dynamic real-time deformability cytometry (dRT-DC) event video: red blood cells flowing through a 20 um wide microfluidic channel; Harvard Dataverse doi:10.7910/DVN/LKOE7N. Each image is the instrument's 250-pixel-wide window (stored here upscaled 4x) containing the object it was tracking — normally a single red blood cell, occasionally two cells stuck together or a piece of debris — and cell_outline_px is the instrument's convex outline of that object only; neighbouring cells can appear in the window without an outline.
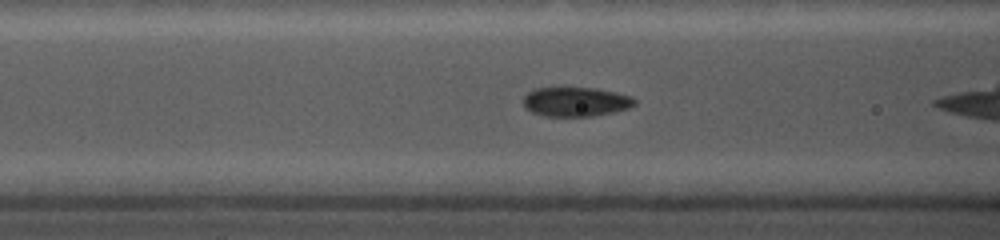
{"species": "common noctule bat (a hibernating species)", "species_latin": "Nyctalus noctula", "temperature_condition": "cold", "stored_images_in_passage": 36, "camera_frame_rate_fps": 5000, "um_per_image_px": 0.085, "animal": {"sex": "female", "body_mass_g": 19.0, "forearm_length_mm": 56.7}, "frame": {"image": 1, "passage_image": 7, "time_ms": 1.6, "image_size_px": [1000, 240], "cell_outline_px": [[636, 104], [628, 108], [612, 112], [592, 116], [544, 116], [532, 112], [524, 108], [524, 96], [528, 92], [536, 88], [564, 84], [596, 88], [616, 92], [632, 96], [636, 100]], "centroid_in_image_um": [48.9, 8.59], "position_along_channel_um": 117.7, "area_um2": 19.88}}
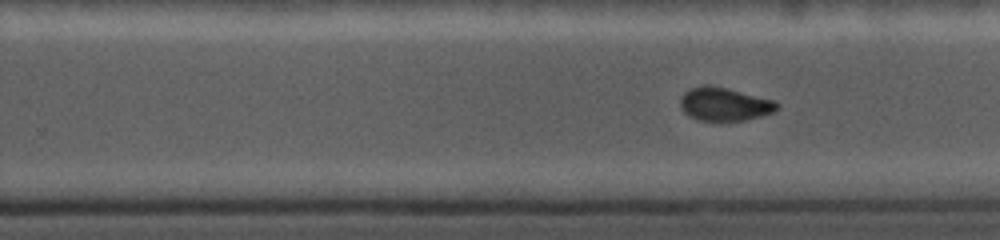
{"frame": {"image": 2, "passage_image": 17, "time_ms": 5.6, "image_size_px": [1000, 240], "cell_outline_px": [[780, 108], [772, 112], [760, 116], [744, 120], [696, 120], [688, 116], [680, 108], [680, 96], [688, 88], [704, 84], [712, 84], [776, 100], [780, 104]], "centroid_in_image_um": [61.56, 8.82], "position_along_channel_um": 268.2, "area_um2": 19.19}}
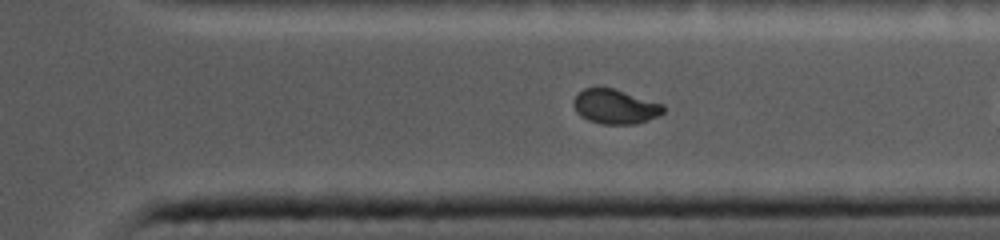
{"frame": {"image": 3, "passage_image": 25, "time_ms": 8.0, "image_size_px": [1000, 240], "cell_outline_px": [[664, 112], [648, 120], [636, 124], [600, 124], [588, 120], [580, 116], [576, 112], [572, 104], [572, 100], [584, 88], [596, 84], [612, 88], [664, 104]], "centroid_in_image_um": [52.23, 9.04], "position_along_channel_um": 359.2, "area_um2": 18.44}}